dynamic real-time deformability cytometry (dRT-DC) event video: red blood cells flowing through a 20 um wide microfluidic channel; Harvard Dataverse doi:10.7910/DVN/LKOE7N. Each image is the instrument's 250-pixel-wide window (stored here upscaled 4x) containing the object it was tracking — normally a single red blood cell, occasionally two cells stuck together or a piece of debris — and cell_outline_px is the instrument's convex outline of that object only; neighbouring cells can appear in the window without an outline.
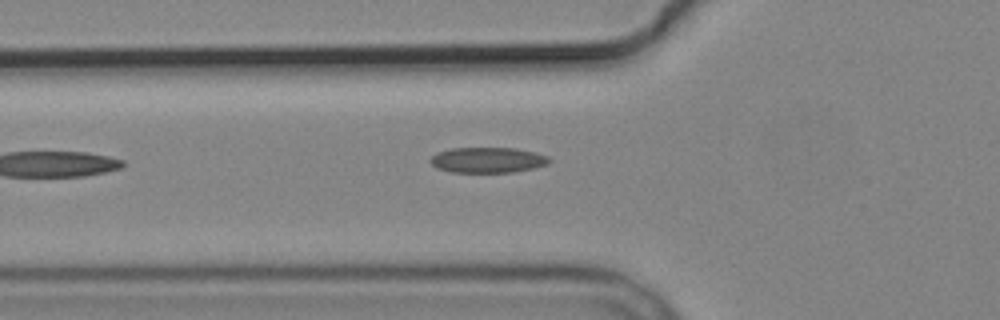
{"species": "common noctule bat (a hibernating species)", "species_latin": "Nyctalus noctula", "temperature_condition": "cold", "stored_images_in_passage": 5, "camera_frame_rate_fps": 3000, "um_per_image_px": 0.085, "animal": {"sex": "male", "body_mass_g": 19.2, "forearm_length_mm": 51.8}, "frame": {"image": 1, "passage_image": 5, "time_ms": 5.333, "image_size_px": [1000, 320], "cell_outline_px": [[552, 160], [548, 164], [532, 168], [512, 172], [452, 172], [436, 168], [428, 160], [436, 152], [452, 148], [516, 148], [548, 156]], "centroid_in_image_um": [41.42, 13.6], "position_along_channel_um": 84.4, "area_um2": 17.63}}